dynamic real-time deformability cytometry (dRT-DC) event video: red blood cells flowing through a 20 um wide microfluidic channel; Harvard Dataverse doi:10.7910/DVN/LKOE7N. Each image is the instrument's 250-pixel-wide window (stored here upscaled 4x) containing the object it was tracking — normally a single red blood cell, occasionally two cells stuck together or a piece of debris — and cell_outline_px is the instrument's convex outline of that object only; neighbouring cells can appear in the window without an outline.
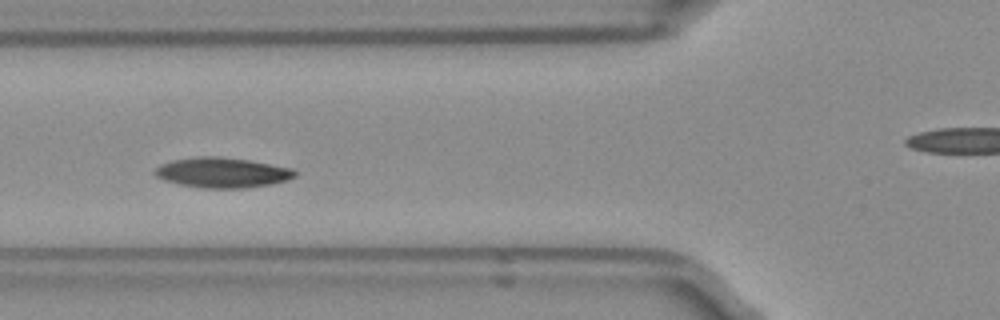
{"species": "Egyptian fruit bat (a non-hibernating species)", "species_latin": "Rousettus aegyptiacus", "temperature_condition": "room temperature", "stored_images_in_passage": 41, "camera_frame_rate_fps": 3000, "um_per_image_px": 0.085, "frame": {"image": 1, "passage_image": 7, "time_ms": 2.0, "image_size_px": [1000, 320], "cell_outline_px": [[296, 176], [288, 180], [272, 184], [244, 188], [204, 188], [180, 184], [164, 180], [156, 176], [152, 172], [160, 164], [172, 160], [200, 156], [216, 156], [248, 160], [292, 168], [296, 172]], "centroid_in_image_um": [18.88, 14.67], "position_along_channel_um": 106.9, "area_um2": 24.57}}
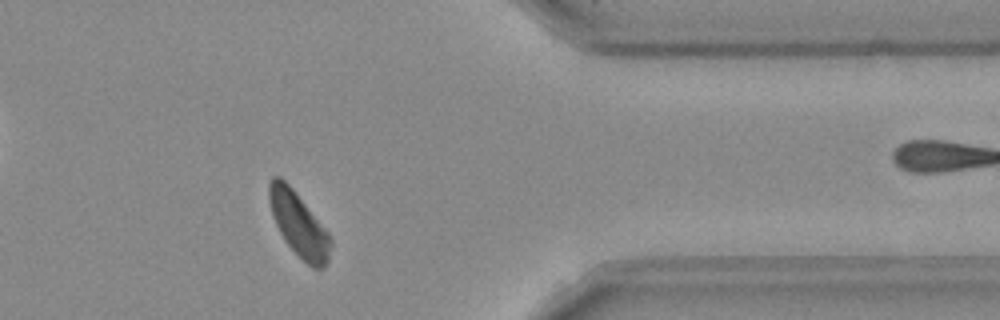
{"frame": {"image": 2, "passage_image": 30, "time_ms": 9.667, "image_size_px": [1000, 320], "cell_outline_px": [[332, 248], [328, 260], [324, 268], [312, 268], [284, 240], [276, 224], [272, 212], [268, 196], [268, 184], [272, 176], [280, 176], [292, 188], [328, 232], [332, 240]], "centroid_in_image_um": [25.4, 19.07], "position_along_channel_um": 386.0, "area_um2": 22.6}, "authors_computed_cell_mechanics": {"area_um2": 23.9292, "velocity_mm_per_s": 3.8888, "shape_relaxation_time_tau1_ms": 2.02, "shape_relaxation_time_tau2_ms": 5.2511, "deformation_change_tau1": 0.0753, "deformation_change_tau2": 0.1115}}